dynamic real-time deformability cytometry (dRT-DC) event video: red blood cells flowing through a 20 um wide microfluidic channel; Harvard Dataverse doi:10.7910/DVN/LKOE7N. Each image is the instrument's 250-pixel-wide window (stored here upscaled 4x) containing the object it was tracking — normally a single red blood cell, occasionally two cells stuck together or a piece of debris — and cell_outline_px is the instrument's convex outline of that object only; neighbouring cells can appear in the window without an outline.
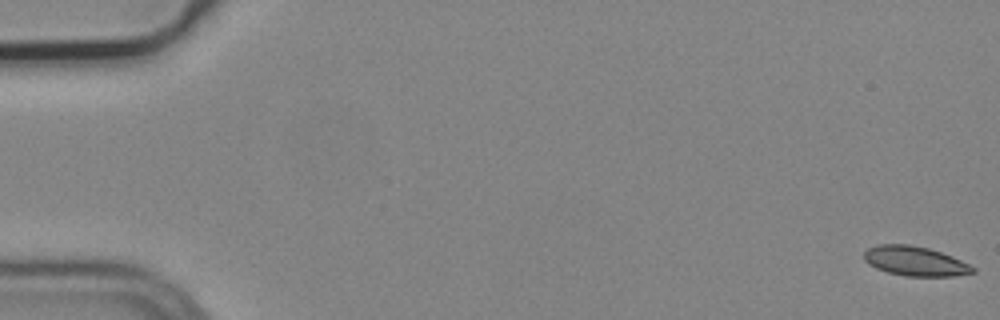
{"species": "common noctule bat (a hibernating species)", "species_latin": "Nyctalus noctula", "temperature_condition": "cold", "stored_images_in_passage": 5, "camera_frame_rate_fps": 3000, "um_per_image_px": 0.085, "animal": {"sex": "male", "body_mass_g": 19.2, "forearm_length_mm": 51.8}, "frame": {"image": 1, "passage_image": 1, "time_ms": 0.0, "image_size_px": [1000, 320], "cell_outline_px": [[976, 272], [952, 276], [904, 276], [888, 272], [876, 268], [868, 264], [864, 260], [864, 252], [868, 248], [876, 244], [908, 244], [928, 248], [952, 256], [976, 268]], "centroid_in_image_um": [77.76, 22.19], "position_along_channel_um": 7.2, "area_um2": 18.73}}
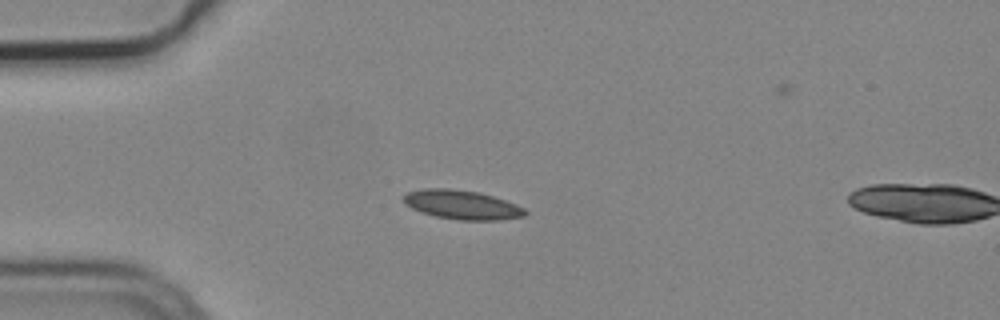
{"frame": {"image": 2, "passage_image": 4, "time_ms": 1.0, "image_size_px": [1000, 320], "cell_outline_px": [[528, 212], [524, 216], [500, 220], [460, 220], [436, 216], [420, 212], [412, 208], [404, 200], [404, 196], [408, 192], [424, 188], [448, 188], [480, 192], [516, 204], [524, 208]], "centroid_in_image_um": [39.29, 17.4], "position_along_channel_um": 45.7, "area_um2": 20.46}}